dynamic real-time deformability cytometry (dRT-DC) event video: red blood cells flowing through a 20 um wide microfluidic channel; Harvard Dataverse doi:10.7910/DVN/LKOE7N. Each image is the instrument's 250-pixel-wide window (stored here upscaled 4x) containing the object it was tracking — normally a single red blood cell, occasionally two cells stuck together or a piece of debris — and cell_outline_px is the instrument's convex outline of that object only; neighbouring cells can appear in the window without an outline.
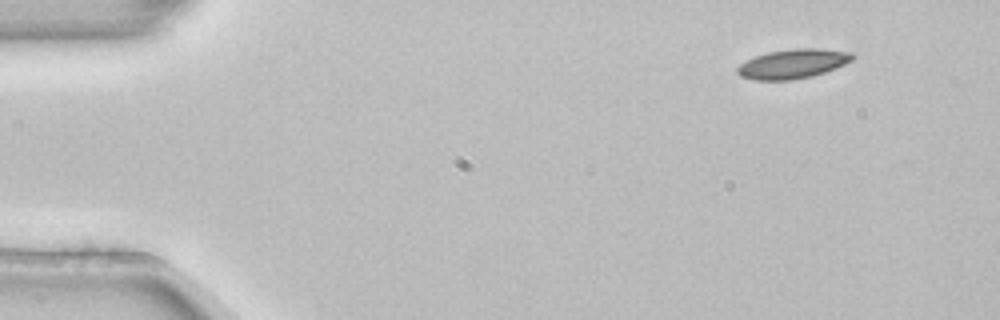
{"species": "common noctule bat (a hibernating species)", "species_latin": "Nyctalus noctula", "temperature_condition": "room temperature", "stored_images_in_passage": 3, "camera_frame_rate_fps": 3000, "um_per_image_px": 0.085, "animal": {"sex": "female", "body_mass_g": 22.7, "forearm_length_mm": 54.2}, "frame": {"image": 1, "passage_image": 1, "time_ms": 0.0, "image_size_px": [1000, 320], "cell_outline_px": [[856, 56], [852, 60], [844, 64], [824, 72], [812, 76], [792, 80], [752, 80], [740, 76], [736, 72], [736, 68], [740, 64], [756, 56], [768, 52], [792, 48], [820, 48], [852, 52]], "centroid_in_image_um": [67.39, 5.42], "position_along_channel_um": 17.6, "area_um2": 19.77}}